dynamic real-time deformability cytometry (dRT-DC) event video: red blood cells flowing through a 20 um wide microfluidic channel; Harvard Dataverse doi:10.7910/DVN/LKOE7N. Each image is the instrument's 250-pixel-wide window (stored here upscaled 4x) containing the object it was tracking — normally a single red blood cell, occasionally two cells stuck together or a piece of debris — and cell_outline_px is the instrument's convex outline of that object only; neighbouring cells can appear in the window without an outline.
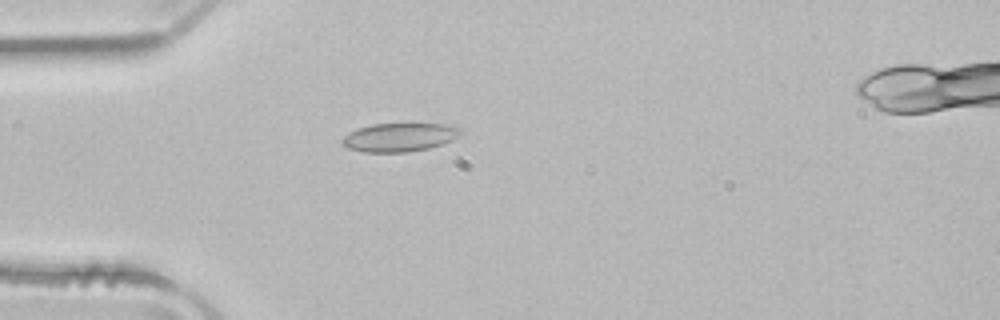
{"species": "common noctule bat (a hibernating species)", "species_latin": "Nyctalus noctula", "temperature_condition": "room temperature", "stored_images_in_passage": 51, "camera_frame_rate_fps": 3000, "um_per_image_px": 0.085, "animal": {"sex": "male", "body_mass_g": 21.5, "forearm_length_mm": 52.0}, "frame": {"image": 1, "passage_image": 13, "time_ms": 4.0, "image_size_px": [1000, 320], "cell_outline_px": [[464, 132], [460, 136], [452, 140], [428, 148], [408, 152], [364, 152], [348, 148], [340, 144], [340, 140], [348, 132], [356, 128], [372, 124], [412, 120], [452, 124], [464, 128]], "centroid_in_image_um": [34.03, 11.59], "position_along_channel_um": 51.0, "area_um2": 21.21}}
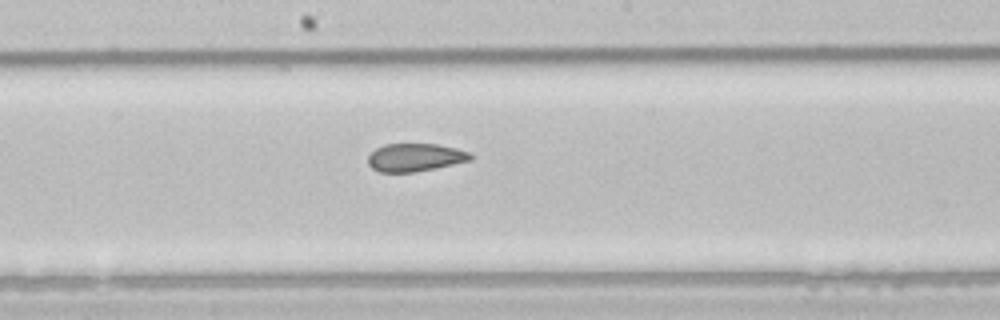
{"frame": {"image": 2, "passage_image": 26, "time_ms": 8.333, "image_size_px": [1000, 320], "cell_outline_px": [[472, 160], [436, 168], [416, 172], [380, 172], [372, 168], [368, 164], [368, 156], [376, 148], [384, 144], [436, 144], [456, 148], [468, 152], [472, 156]], "centroid_in_image_um": [35.27, 13.38], "position_along_channel_um": 212.9, "area_um2": 16.7}}
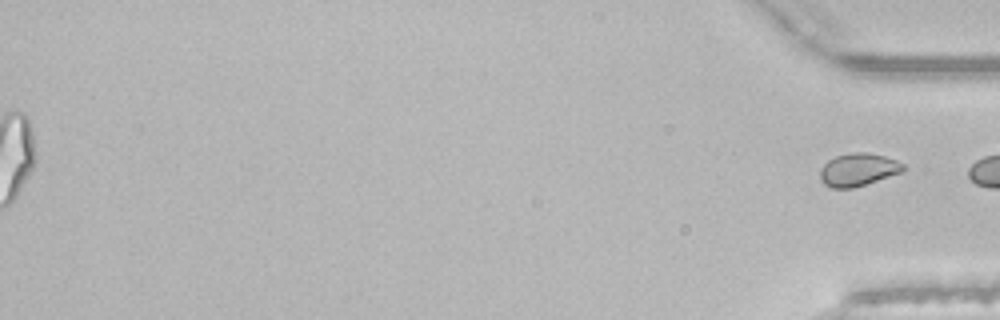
{"frame": {"image": 3, "passage_image": 51, "time_ms": 16.667, "image_size_px": [1000, 320], "cell_outline_px": [[908, 168], [904, 172], [852, 188], [832, 188], [824, 184], [820, 180], [820, 168], [828, 160], [836, 156], [852, 152], [864, 152], [884, 156], [896, 160], [904, 164]], "centroid_in_image_um": [72.96, 14.42], "position_along_channel_um": 362.2, "area_um2": 16.01}, "authors_computed_cell_mechanics": {"area_um2": 19.074, "velocity_mm_per_s": 3.9698, "shape_relaxation_time_tau1_ms": 6.9954, "shape_relaxation_time_tau2_ms": 2.6224, "deformation_change_tau1": 0.1052, "deformation_change_tau2": 0.0687}}